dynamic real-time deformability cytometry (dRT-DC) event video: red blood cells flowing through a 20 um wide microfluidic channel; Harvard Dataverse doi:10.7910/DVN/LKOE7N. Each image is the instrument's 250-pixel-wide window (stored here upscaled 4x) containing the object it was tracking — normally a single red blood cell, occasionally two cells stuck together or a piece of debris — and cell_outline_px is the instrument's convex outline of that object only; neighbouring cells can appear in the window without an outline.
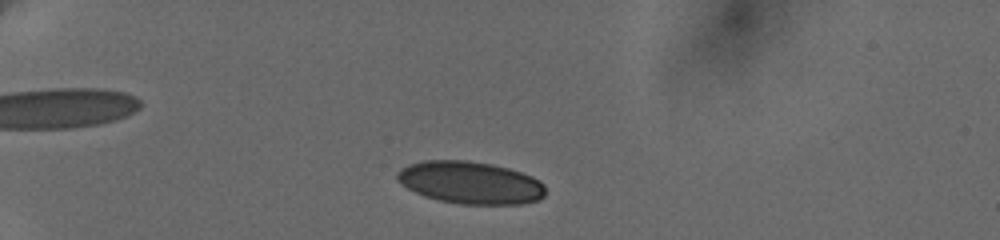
{"species": "human", "species_latin": "Homo sapiens", "temperature_condition": "cold", "stored_images_in_passage": 52, "camera_frame_rate_fps": 3000, "um_per_image_px": 0.085, "donor": {"sex": "female"}, "frame": {"image": 1, "passage_image": 4, "time_ms": 1.0, "image_size_px": [1000, 240], "cell_outline_px": [[544, 196], [540, 200], [520, 204], [460, 204], [436, 200], [424, 196], [400, 184], [396, 180], [396, 172], [400, 168], [408, 164], [424, 160], [468, 160], [492, 164], [508, 168], [532, 176], [540, 180], [544, 184]], "centroid_in_image_um": [39.95, 15.52], "position_along_channel_um": 45.1, "area_um2": 36.99}}
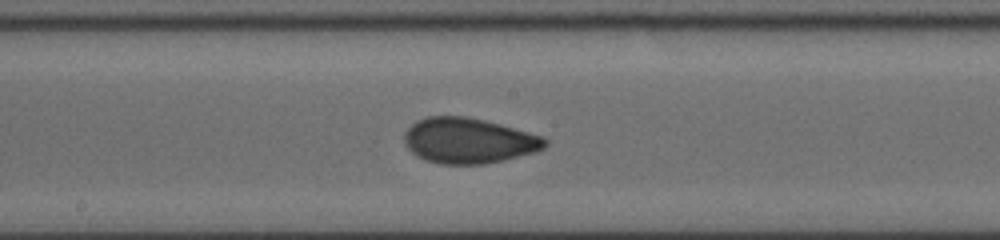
{"frame": {"image": 2, "passage_image": 28, "time_ms": 7.0, "image_size_px": [1000, 240], "cell_outline_px": [[548, 144], [544, 148], [532, 152], [504, 160], [484, 164], [440, 164], [424, 160], [416, 156], [404, 144], [404, 132], [416, 120], [428, 116], [464, 116], [484, 120], [500, 124], [544, 136], [548, 140]], "centroid_in_image_um": [39.81, 11.95], "position_along_channel_um": 208.4, "area_um2": 37.4}}
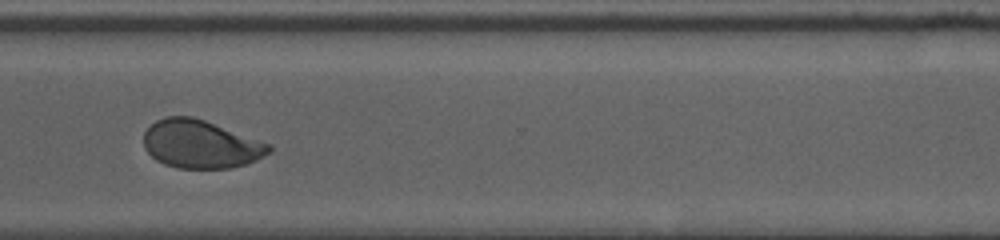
{"frame": {"image": 3, "passage_image": 51, "time_ms": 11.0, "image_size_px": [1000, 240], "cell_outline_px": [[272, 152], [256, 160], [232, 168], [180, 168], [164, 164], [156, 160], [144, 148], [144, 132], [156, 120], [164, 116], [192, 116], [204, 120], [272, 144]], "centroid_in_image_um": [17.07, 12.25], "position_along_channel_um": 353.5, "area_um2": 35.2}}